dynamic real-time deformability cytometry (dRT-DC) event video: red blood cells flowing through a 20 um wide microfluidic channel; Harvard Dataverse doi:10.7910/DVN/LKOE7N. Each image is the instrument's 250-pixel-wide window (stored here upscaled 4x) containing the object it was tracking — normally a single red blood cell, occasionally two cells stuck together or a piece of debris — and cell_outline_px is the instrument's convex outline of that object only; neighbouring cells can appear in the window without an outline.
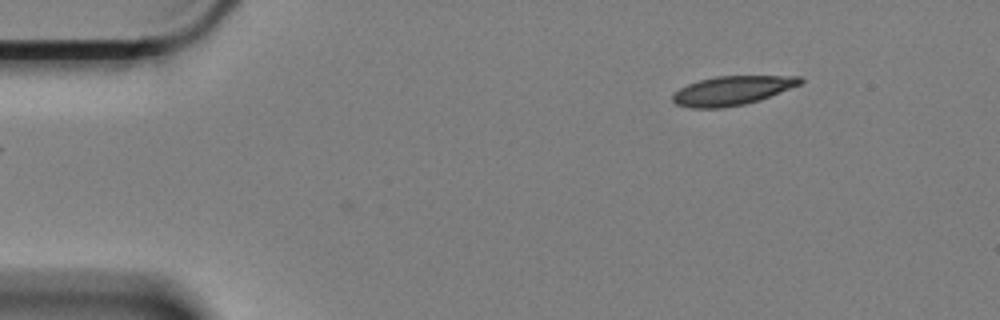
{"species": "Egyptian fruit bat (a non-hibernating species)", "species_latin": "Rousettus aegyptiacus", "temperature_condition": "cold", "stored_images_in_passage": 5, "camera_frame_rate_fps": 3000, "um_per_image_px": 0.085, "animal": {"sex": "female"}, "frame": {"image": 1, "passage_image": 5, "time_ms": 1.333, "image_size_px": [1000, 320], "cell_outline_px": [[804, 80], [800, 84], [760, 100], [744, 104], [720, 108], [692, 108], [676, 104], [672, 100], [672, 96], [680, 88], [688, 84], [700, 80], [716, 76], [800, 76]], "centroid_in_image_um": [62.22, 7.7], "position_along_channel_um": 22.8, "area_um2": 21.39}}